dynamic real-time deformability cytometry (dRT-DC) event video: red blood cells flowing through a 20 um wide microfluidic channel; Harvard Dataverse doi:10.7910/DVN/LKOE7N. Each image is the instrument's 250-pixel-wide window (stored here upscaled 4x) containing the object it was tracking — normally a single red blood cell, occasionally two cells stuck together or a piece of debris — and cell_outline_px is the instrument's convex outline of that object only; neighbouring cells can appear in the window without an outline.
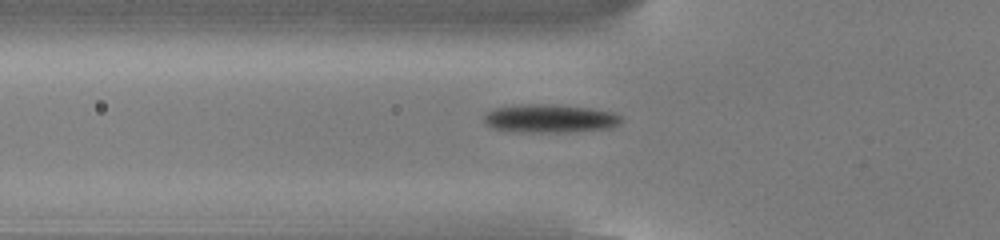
{"species": "common noctule bat (a hibernating species)", "species_latin": "Nyctalus noctula", "temperature_condition": "cold", "stored_images_in_passage": 54, "camera_frame_rate_fps": 3000, "um_per_image_px": 0.085, "animal": {"sex": "male", "body_mass_g": 13.0, "forearm_length_mm": 53.1}, "frame": {"image": 1, "passage_image": 19, "time_ms": 6.0, "image_size_px": [1000, 240], "cell_outline_px": [[624, 120], [620, 124], [612, 128], [568, 132], [528, 132], [492, 128], [484, 120], [484, 116], [488, 112], [496, 108], [520, 104], [552, 104], [592, 108], [612, 112], [620, 116]], "centroid_in_image_um": [46.81, 10.07], "position_along_channel_um": 79.0, "area_um2": 22.66}}
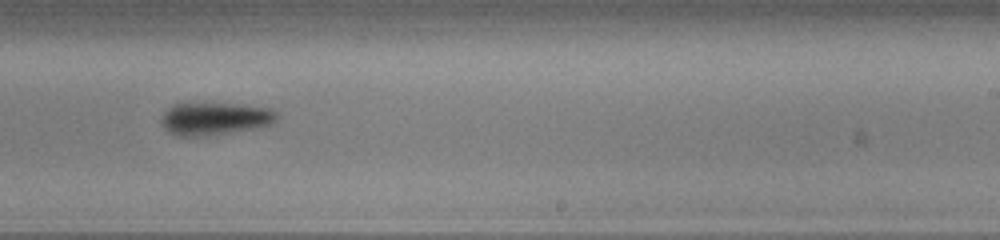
{"frame": {"image": 2, "passage_image": 34, "time_ms": 11.0, "image_size_px": [1000, 240], "cell_outline_px": [[280, 112], [276, 120], [272, 124], [252, 128], [228, 132], [200, 136], [176, 136], [168, 132], [160, 124], [160, 116], [172, 104], [236, 104], [272, 108]], "centroid_in_image_um": [18.24, 10.08], "position_along_channel_um": 270.8, "area_um2": 21.91}}
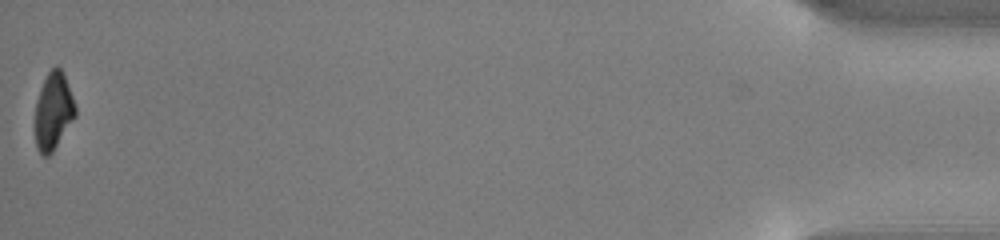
{"frame": {"image": 3, "passage_image": 54, "time_ms": 17.667, "image_size_px": [1000, 240], "cell_outline_px": [[76, 116], [52, 152], [48, 156], [44, 156], [36, 148], [36, 100], [40, 88], [48, 72], [56, 64], [60, 68], [64, 76], [72, 96], [76, 108]], "centroid_in_image_um": [4.53, 9.44], "position_along_channel_um": 430.7, "area_um2": 17.8}, "authors_computed_cell_mechanics": {"area_um2": 20.4612, "velocity_mm_per_s": 3.8288, "shape_relaxation_time_tau1_ms": 3.6465, "shape_relaxation_time_tau2_ms": null, "deformation_change_tau1": 0.139, "deformation_change_tau2": null}}